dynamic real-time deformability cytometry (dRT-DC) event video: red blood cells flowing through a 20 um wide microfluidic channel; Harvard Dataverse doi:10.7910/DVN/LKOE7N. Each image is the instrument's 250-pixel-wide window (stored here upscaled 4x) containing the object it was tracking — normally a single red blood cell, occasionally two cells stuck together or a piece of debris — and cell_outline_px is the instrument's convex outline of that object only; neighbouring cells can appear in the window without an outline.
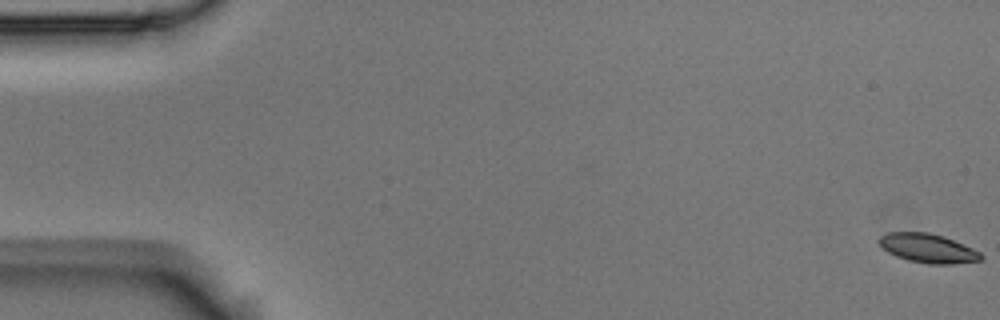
{"species": "Egyptian fruit bat (a non-hibernating species)", "species_latin": "Rousettus aegyptiacus", "temperature_condition": "room temperature", "stored_images_in_passage": 6, "camera_frame_rate_fps": 3000, "um_per_image_px": 0.085, "animal": {"sex": "male"}, "frame": {"image": 1, "passage_image": 1, "time_ms": 0.0, "image_size_px": [1000, 320], "cell_outline_px": [[984, 256], [980, 260], [952, 264], [928, 264], [908, 260], [896, 256], [888, 252], [880, 244], [880, 236], [888, 232], [928, 232], [944, 236], [972, 248], [980, 252]], "centroid_in_image_um": [78.89, 21.1], "position_along_channel_um": 6.1, "area_um2": 17.11}}